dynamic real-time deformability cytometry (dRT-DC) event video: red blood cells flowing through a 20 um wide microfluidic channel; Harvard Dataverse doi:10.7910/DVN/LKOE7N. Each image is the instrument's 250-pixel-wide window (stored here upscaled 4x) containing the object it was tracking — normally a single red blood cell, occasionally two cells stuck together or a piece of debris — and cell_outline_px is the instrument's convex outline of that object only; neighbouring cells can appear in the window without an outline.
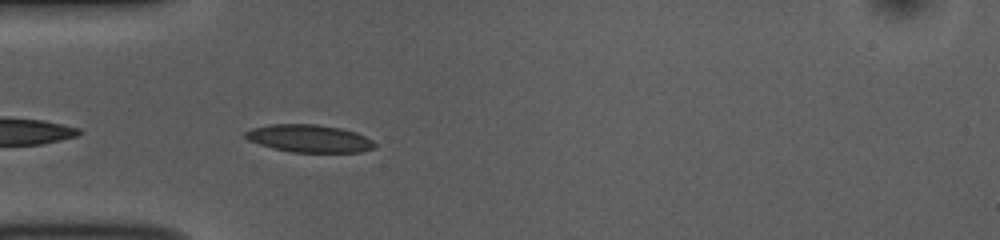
{"species": "common noctule bat (a hibernating species)", "species_latin": "Nyctalus noctula", "temperature_condition": "room temperature", "stored_images_in_passage": 36, "camera_frame_rate_fps": 3000, "um_per_image_px": 0.085, "animal": {"sex": "female", "body_mass_g": 10.0, "forearm_length_mm": 53.1}, "frame": {"image": 1, "passage_image": 2, "time_ms": 0.333, "image_size_px": [1000, 240], "cell_outline_px": [[376, 148], [360, 152], [292, 152], [272, 148], [248, 140], [244, 136], [244, 132], [252, 128], [268, 124], [316, 124], [340, 128], [356, 132], [372, 140], [376, 144]], "centroid_in_image_um": [26.28, 11.77], "position_along_channel_um": 58.7, "area_um2": 20.87}}
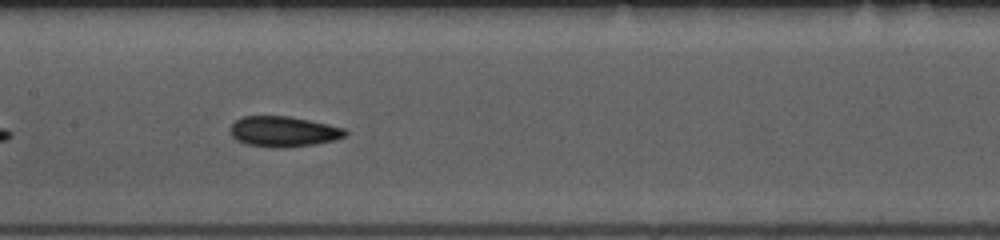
{"frame": {"image": 2, "passage_image": 12, "time_ms": 3.667, "image_size_px": [1000, 240], "cell_outline_px": [[348, 132], [344, 136], [336, 140], [316, 144], [284, 148], [272, 148], [244, 144], [236, 140], [232, 136], [228, 128], [240, 116], [288, 116], [328, 124], [344, 128]], "centroid_in_image_um": [24.05, 11.19], "position_along_channel_um": 183.3, "area_um2": 20.69}}
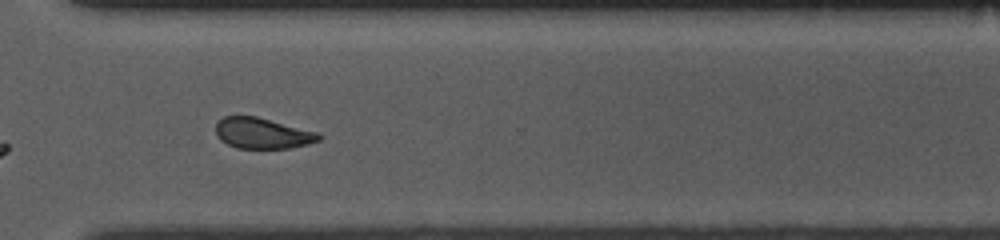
{"frame": {"image": 3, "passage_image": 25, "time_ms": 8.0, "image_size_px": [1000, 240], "cell_outline_px": [[324, 136], [320, 140], [308, 144], [288, 148], [236, 148], [220, 140], [216, 136], [216, 124], [224, 116], [256, 116], [316, 132]], "centroid_in_image_um": [22.29, 11.33], "position_along_channel_um": 348.3, "area_um2": 18.38}, "authors_computed_cell_mechanics": {"area_um2": 19.7965, "velocity_mm_per_s": 3.815, "shape_relaxation_time_tau1_ms": 5.6569, "shape_relaxation_time_tau2_ms": 2.8375, "deformation_change_tau1": 0.1158, "deformation_change_tau2": 0.0796}}